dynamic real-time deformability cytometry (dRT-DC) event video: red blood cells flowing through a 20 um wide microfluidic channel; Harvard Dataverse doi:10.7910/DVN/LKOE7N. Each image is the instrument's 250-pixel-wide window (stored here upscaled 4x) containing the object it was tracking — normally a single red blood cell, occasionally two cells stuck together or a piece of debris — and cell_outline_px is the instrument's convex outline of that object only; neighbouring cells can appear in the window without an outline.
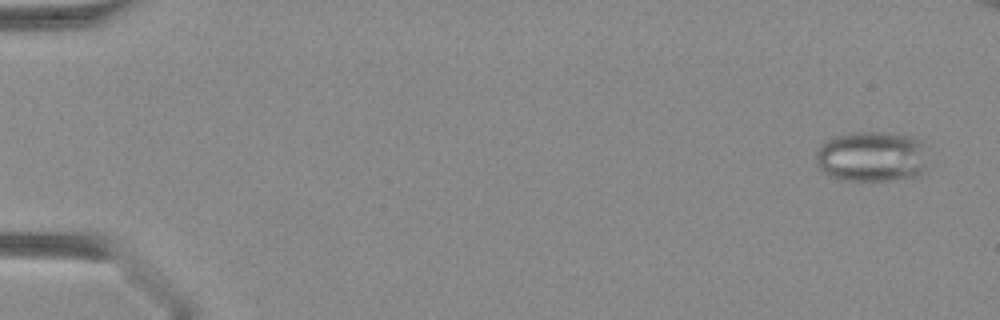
{"species": "Egyptian fruit bat (a non-hibernating species)", "species_latin": "Rousettus aegyptiacus", "temperature_condition": "warm", "stored_images_in_passage": 39, "camera_frame_rate_fps": 3000, "um_per_image_px": 0.085, "animal": {"sex": "female"}, "frame": {"image": 1, "passage_image": 1, "time_ms": 0.0, "image_size_px": [1000, 320], "cell_outline_px": [[920, 172], [916, 176], [892, 180], [840, 180], [824, 172], [820, 168], [816, 160], [816, 152], [820, 144], [836, 136], [856, 132], [892, 132], [912, 136], [920, 140]], "centroid_in_image_um": [73.97, 13.29], "position_along_channel_um": 11.0, "area_um2": 32.02}}
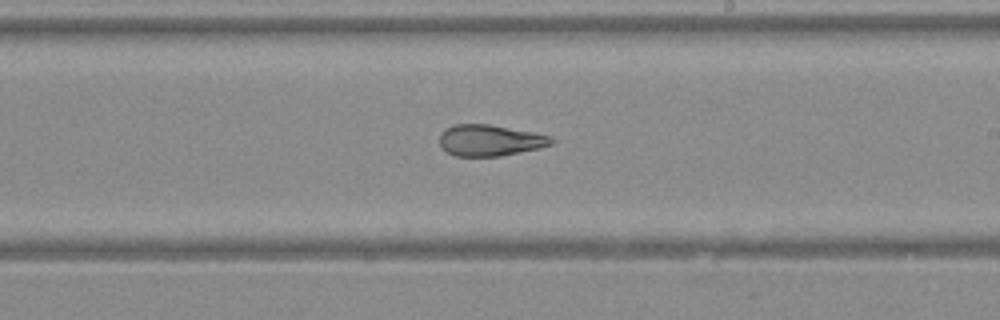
{"frame": {"image": 2, "passage_image": 25, "time_ms": 8.0, "image_size_px": [1000, 320], "cell_outline_px": [[556, 140], [552, 144], [540, 148], [500, 156], [456, 156], [440, 148], [440, 132], [444, 128], [456, 124], [488, 124], [532, 132], [552, 136]], "centroid_in_image_um": [41.64, 11.93], "position_along_channel_um": 247.4, "area_um2": 20.46}}
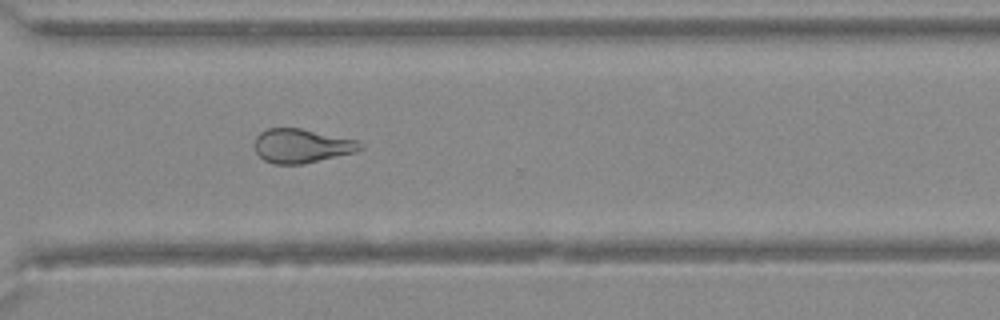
{"frame": {"image": 3, "passage_image": 31, "time_ms": 10.0, "image_size_px": [1000, 320], "cell_outline_px": [[364, 148], [356, 152], [304, 164], [276, 164], [264, 160], [256, 152], [252, 144], [256, 136], [260, 132], [268, 128], [300, 128], [356, 140], [364, 144]], "centroid_in_image_um": [25.63, 12.4], "position_along_channel_um": 345.0, "area_um2": 21.1}}